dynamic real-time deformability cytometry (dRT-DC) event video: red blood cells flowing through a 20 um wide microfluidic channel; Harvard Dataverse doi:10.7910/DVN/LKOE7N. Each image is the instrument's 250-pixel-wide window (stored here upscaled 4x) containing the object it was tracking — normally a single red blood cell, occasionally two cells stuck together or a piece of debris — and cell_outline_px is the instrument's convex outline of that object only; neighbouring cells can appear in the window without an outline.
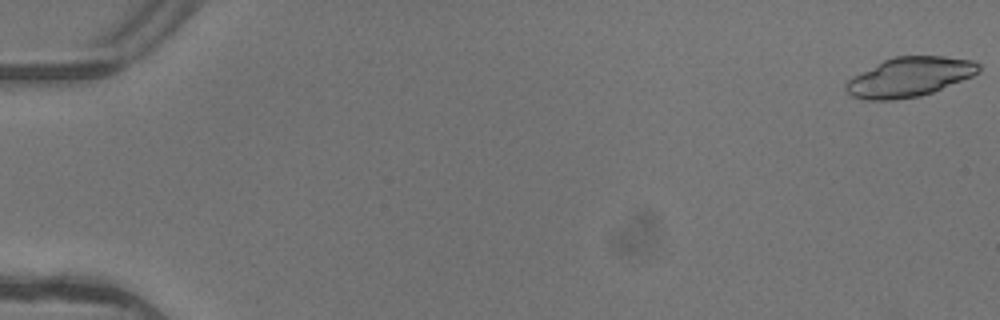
{"species": "common noctule bat (a hibernating species)", "species_latin": "Nyctalus noctula", "temperature_condition": "warm", "stored_images_in_passage": 6, "camera_frame_rate_fps": 3000, "um_per_image_px": 0.085, "animal": {"sex": "female"}, "frame": {"image": 1, "passage_image": 1, "time_ms": 0.0, "image_size_px": [1000, 320], "cell_outline_px": [[980, 72], [972, 76], [932, 92], [920, 96], [892, 100], [864, 100], [852, 96], [844, 88], [844, 84], [852, 76], [884, 60], [896, 56], [944, 56], [972, 60], [980, 64]], "centroid_in_image_um": [77.29, 6.54], "position_along_channel_um": 7.7, "area_um2": 30.46}}